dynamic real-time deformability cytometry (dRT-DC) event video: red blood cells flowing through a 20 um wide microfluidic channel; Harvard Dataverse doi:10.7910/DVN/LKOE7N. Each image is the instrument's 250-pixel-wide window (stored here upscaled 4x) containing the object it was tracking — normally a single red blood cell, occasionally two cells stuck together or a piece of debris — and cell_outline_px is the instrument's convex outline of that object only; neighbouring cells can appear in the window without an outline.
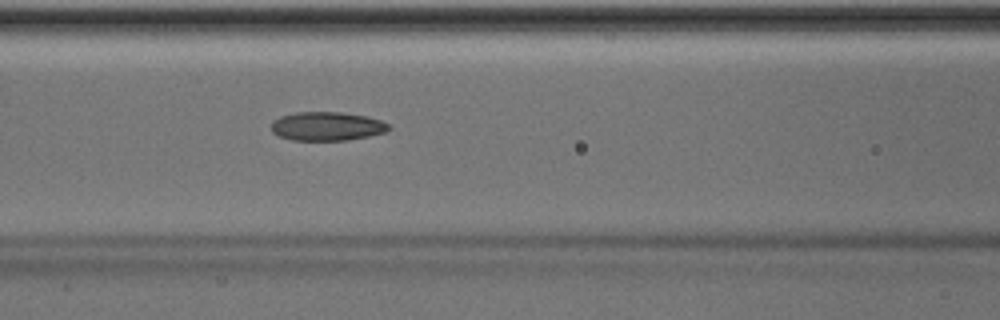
{"species": "Egyptian fruit bat (a non-hibernating species)", "species_latin": "Rousettus aegyptiacus", "temperature_condition": "room temperature", "stored_images_in_passage": 47, "camera_frame_rate_fps": 3000, "um_per_image_px": 0.085, "animal": {"sex": "male"}, "frame": {"image": 1, "passage_image": 21, "time_ms": 6.667, "image_size_px": [1000, 320], "cell_outline_px": [[392, 128], [384, 132], [368, 136], [348, 140], [292, 140], [280, 136], [272, 132], [272, 124], [280, 116], [296, 112], [340, 112], [364, 116], [380, 120], [388, 124]], "centroid_in_image_um": [27.79, 10.73], "position_along_channel_um": 138.8, "area_um2": 19.48}}
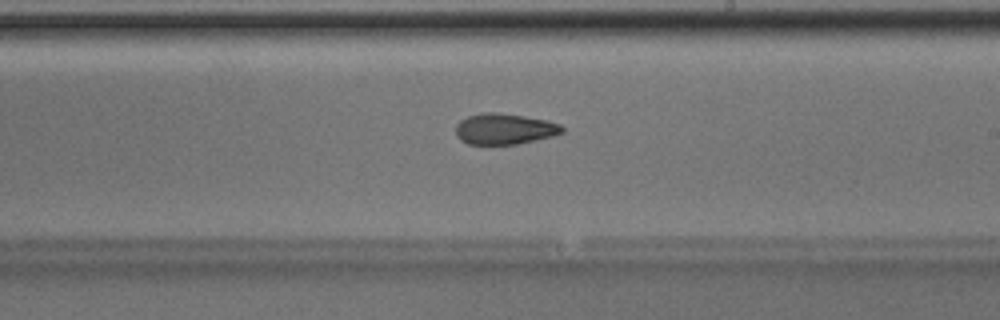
{"frame": {"image": 2, "passage_image": 29, "time_ms": 9.333, "image_size_px": [1000, 320], "cell_outline_px": [[564, 132], [552, 136], [516, 144], [468, 144], [460, 140], [456, 136], [456, 124], [460, 120], [468, 116], [480, 112], [496, 112], [524, 116], [548, 120], [560, 124], [564, 128]], "centroid_in_image_um": [42.86, 10.95], "position_along_channel_um": 246.1, "area_um2": 19.25}}
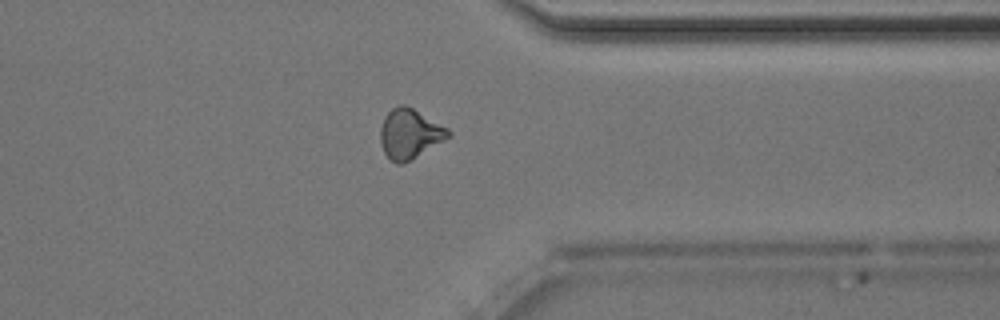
{"frame": {"image": 3, "passage_image": 39, "time_ms": 12.667, "image_size_px": [1000, 320], "cell_outline_px": [[452, 132], [444, 140], [408, 160], [400, 164], [396, 164], [384, 152], [380, 140], [380, 128], [384, 116], [392, 108], [400, 104], [404, 104], [412, 108], [448, 128]], "centroid_in_image_um": [34.79, 11.34], "position_along_channel_um": 376.6, "area_um2": 19.19}, "authors_computed_cell_mechanics": {"area_um2": 19.7676, "velocity_mm_per_s": 4.0419, "shape_relaxation_time_tau1_ms": 6.7695, "shape_relaxation_time_tau2_ms": 4.2252, "deformation_change_tau1": 0.1454, "deformation_change_tau2": 0.1117}}